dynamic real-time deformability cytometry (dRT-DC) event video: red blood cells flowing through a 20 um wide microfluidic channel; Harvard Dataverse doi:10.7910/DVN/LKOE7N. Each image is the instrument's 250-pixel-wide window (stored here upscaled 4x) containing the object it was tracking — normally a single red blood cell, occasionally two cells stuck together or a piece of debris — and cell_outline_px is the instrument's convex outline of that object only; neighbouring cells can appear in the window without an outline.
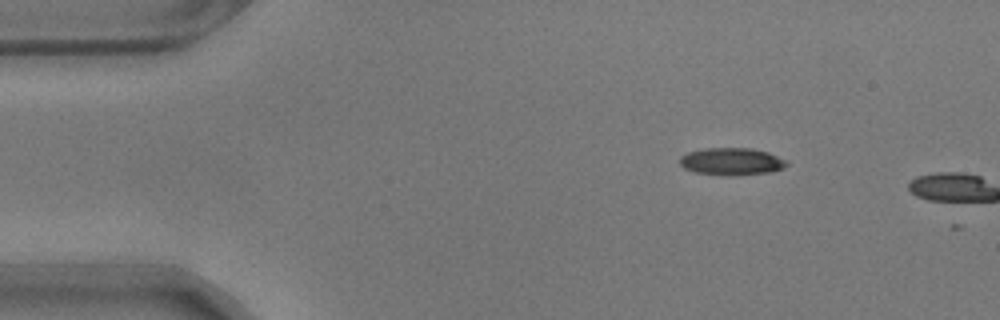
{"species": "common noctule bat (a hibernating species)", "species_latin": "Nyctalus noctula", "temperature_condition": "warm", "stored_images_in_passage": 2, "camera_frame_rate_fps": 3000, "um_per_image_px": 0.085, "animal": {"sex": "male", "body_mass_g": 17.9}, "frame": {"image": 1, "passage_image": 1, "time_ms": 0.0, "image_size_px": [1000, 320], "cell_outline_px": [[788, 164], [784, 168], [772, 172], [736, 176], [720, 176], [696, 172], [684, 168], [680, 164], [680, 156], [688, 152], [704, 148], [748, 148], [768, 152], [788, 160]], "centroid_in_image_um": [62.21, 13.74], "position_along_channel_um": 22.8, "area_um2": 17.34}}